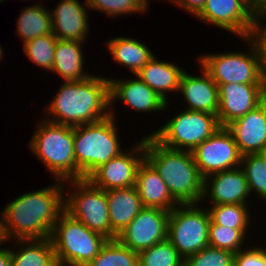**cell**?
I'll return each mask as SVG.
<instances>
[{"instance_id": "cell-1", "label": "cell", "mask_w": 266, "mask_h": 266, "mask_svg": "<svg viewBox=\"0 0 266 266\" xmlns=\"http://www.w3.org/2000/svg\"><path fill=\"white\" fill-rule=\"evenodd\" d=\"M26 192L7 204L2 211L7 242L50 238L54 224L65 212L64 181Z\"/></svg>"}, {"instance_id": "cell-2", "label": "cell", "mask_w": 266, "mask_h": 266, "mask_svg": "<svg viewBox=\"0 0 266 266\" xmlns=\"http://www.w3.org/2000/svg\"><path fill=\"white\" fill-rule=\"evenodd\" d=\"M60 86L45 107L48 112L46 120L77 127L110 116L109 77L92 74L81 81H62Z\"/></svg>"}, {"instance_id": "cell-3", "label": "cell", "mask_w": 266, "mask_h": 266, "mask_svg": "<svg viewBox=\"0 0 266 266\" xmlns=\"http://www.w3.org/2000/svg\"><path fill=\"white\" fill-rule=\"evenodd\" d=\"M145 159L155 168L179 204H200L204 178L191 151L165 147L149 134L145 136Z\"/></svg>"}, {"instance_id": "cell-4", "label": "cell", "mask_w": 266, "mask_h": 266, "mask_svg": "<svg viewBox=\"0 0 266 266\" xmlns=\"http://www.w3.org/2000/svg\"><path fill=\"white\" fill-rule=\"evenodd\" d=\"M29 142L30 150L55 180L79 179L74 154V127L41 119Z\"/></svg>"}, {"instance_id": "cell-5", "label": "cell", "mask_w": 266, "mask_h": 266, "mask_svg": "<svg viewBox=\"0 0 266 266\" xmlns=\"http://www.w3.org/2000/svg\"><path fill=\"white\" fill-rule=\"evenodd\" d=\"M113 108L110 116L74 127V154L79 179H87L97 168L120 155V138Z\"/></svg>"}, {"instance_id": "cell-6", "label": "cell", "mask_w": 266, "mask_h": 266, "mask_svg": "<svg viewBox=\"0 0 266 266\" xmlns=\"http://www.w3.org/2000/svg\"><path fill=\"white\" fill-rule=\"evenodd\" d=\"M50 240L60 266L88 265L108 241L67 212L54 224Z\"/></svg>"}, {"instance_id": "cell-7", "label": "cell", "mask_w": 266, "mask_h": 266, "mask_svg": "<svg viewBox=\"0 0 266 266\" xmlns=\"http://www.w3.org/2000/svg\"><path fill=\"white\" fill-rule=\"evenodd\" d=\"M249 48L245 52L208 53L200 55L201 65L219 86L227 83L266 84L259 52L255 43L243 38Z\"/></svg>"}, {"instance_id": "cell-8", "label": "cell", "mask_w": 266, "mask_h": 266, "mask_svg": "<svg viewBox=\"0 0 266 266\" xmlns=\"http://www.w3.org/2000/svg\"><path fill=\"white\" fill-rule=\"evenodd\" d=\"M64 184L73 187V191L65 195V212L108 240L117 239L118 235L110 226L106 191L95 187L88 179L68 180Z\"/></svg>"}, {"instance_id": "cell-9", "label": "cell", "mask_w": 266, "mask_h": 266, "mask_svg": "<svg viewBox=\"0 0 266 266\" xmlns=\"http://www.w3.org/2000/svg\"><path fill=\"white\" fill-rule=\"evenodd\" d=\"M181 111L151 133L165 147L192 151L221 128L215 114L185 109Z\"/></svg>"}, {"instance_id": "cell-10", "label": "cell", "mask_w": 266, "mask_h": 266, "mask_svg": "<svg viewBox=\"0 0 266 266\" xmlns=\"http://www.w3.org/2000/svg\"><path fill=\"white\" fill-rule=\"evenodd\" d=\"M209 212L196 204H178L169 213L167 239L186 259L209 246Z\"/></svg>"}, {"instance_id": "cell-11", "label": "cell", "mask_w": 266, "mask_h": 266, "mask_svg": "<svg viewBox=\"0 0 266 266\" xmlns=\"http://www.w3.org/2000/svg\"><path fill=\"white\" fill-rule=\"evenodd\" d=\"M191 153L204 179L214 173L231 170L241 165L242 155L232 133L226 127L218 129Z\"/></svg>"}, {"instance_id": "cell-12", "label": "cell", "mask_w": 266, "mask_h": 266, "mask_svg": "<svg viewBox=\"0 0 266 266\" xmlns=\"http://www.w3.org/2000/svg\"><path fill=\"white\" fill-rule=\"evenodd\" d=\"M133 147L101 165L87 179L105 191L135 186L138 167L145 159V136Z\"/></svg>"}, {"instance_id": "cell-13", "label": "cell", "mask_w": 266, "mask_h": 266, "mask_svg": "<svg viewBox=\"0 0 266 266\" xmlns=\"http://www.w3.org/2000/svg\"><path fill=\"white\" fill-rule=\"evenodd\" d=\"M169 213L161 208L144 207L117 239L136 253L150 248L167 239Z\"/></svg>"}, {"instance_id": "cell-14", "label": "cell", "mask_w": 266, "mask_h": 266, "mask_svg": "<svg viewBox=\"0 0 266 266\" xmlns=\"http://www.w3.org/2000/svg\"><path fill=\"white\" fill-rule=\"evenodd\" d=\"M195 17L240 39L250 37L255 21V16L238 0H206Z\"/></svg>"}, {"instance_id": "cell-15", "label": "cell", "mask_w": 266, "mask_h": 266, "mask_svg": "<svg viewBox=\"0 0 266 266\" xmlns=\"http://www.w3.org/2000/svg\"><path fill=\"white\" fill-rule=\"evenodd\" d=\"M265 87L266 84L227 83L219 85L217 117L220 126L226 127L260 105Z\"/></svg>"}, {"instance_id": "cell-16", "label": "cell", "mask_w": 266, "mask_h": 266, "mask_svg": "<svg viewBox=\"0 0 266 266\" xmlns=\"http://www.w3.org/2000/svg\"><path fill=\"white\" fill-rule=\"evenodd\" d=\"M249 194L245 173L241 167H237L206 177L201 202L208 197L211 205L247 204V199L252 196Z\"/></svg>"}, {"instance_id": "cell-17", "label": "cell", "mask_w": 266, "mask_h": 266, "mask_svg": "<svg viewBox=\"0 0 266 266\" xmlns=\"http://www.w3.org/2000/svg\"><path fill=\"white\" fill-rule=\"evenodd\" d=\"M61 0L55 9L49 10L52 21V33L60 40L84 42L89 37V21L86 0Z\"/></svg>"}, {"instance_id": "cell-18", "label": "cell", "mask_w": 266, "mask_h": 266, "mask_svg": "<svg viewBox=\"0 0 266 266\" xmlns=\"http://www.w3.org/2000/svg\"><path fill=\"white\" fill-rule=\"evenodd\" d=\"M129 80L111 79L110 82V107L114 101H120L138 112H152L165 110L168 103L154 90L147 86L138 76Z\"/></svg>"}, {"instance_id": "cell-19", "label": "cell", "mask_w": 266, "mask_h": 266, "mask_svg": "<svg viewBox=\"0 0 266 266\" xmlns=\"http://www.w3.org/2000/svg\"><path fill=\"white\" fill-rule=\"evenodd\" d=\"M200 76L188 74L185 69L180 78L179 92L188 105L185 110L217 115L219 109V86L200 65Z\"/></svg>"}, {"instance_id": "cell-20", "label": "cell", "mask_w": 266, "mask_h": 266, "mask_svg": "<svg viewBox=\"0 0 266 266\" xmlns=\"http://www.w3.org/2000/svg\"><path fill=\"white\" fill-rule=\"evenodd\" d=\"M226 128L232 133L242 156L260 153L266 145V106L262 102Z\"/></svg>"}, {"instance_id": "cell-21", "label": "cell", "mask_w": 266, "mask_h": 266, "mask_svg": "<svg viewBox=\"0 0 266 266\" xmlns=\"http://www.w3.org/2000/svg\"><path fill=\"white\" fill-rule=\"evenodd\" d=\"M135 187L144 207L161 208L170 212L179 204L161 176L146 159L138 167Z\"/></svg>"}, {"instance_id": "cell-22", "label": "cell", "mask_w": 266, "mask_h": 266, "mask_svg": "<svg viewBox=\"0 0 266 266\" xmlns=\"http://www.w3.org/2000/svg\"><path fill=\"white\" fill-rule=\"evenodd\" d=\"M111 229L119 235L144 208L135 186L106 191Z\"/></svg>"}, {"instance_id": "cell-23", "label": "cell", "mask_w": 266, "mask_h": 266, "mask_svg": "<svg viewBox=\"0 0 266 266\" xmlns=\"http://www.w3.org/2000/svg\"><path fill=\"white\" fill-rule=\"evenodd\" d=\"M183 71L175 63L160 61L154 55L136 76L168 103V92H179Z\"/></svg>"}, {"instance_id": "cell-24", "label": "cell", "mask_w": 266, "mask_h": 266, "mask_svg": "<svg viewBox=\"0 0 266 266\" xmlns=\"http://www.w3.org/2000/svg\"><path fill=\"white\" fill-rule=\"evenodd\" d=\"M83 42L57 39L52 72L63 78V82L81 81L89 77L84 71Z\"/></svg>"}, {"instance_id": "cell-25", "label": "cell", "mask_w": 266, "mask_h": 266, "mask_svg": "<svg viewBox=\"0 0 266 266\" xmlns=\"http://www.w3.org/2000/svg\"><path fill=\"white\" fill-rule=\"evenodd\" d=\"M105 44L113 61L127 66L132 75H136L155 55L147 45L132 37H113Z\"/></svg>"}, {"instance_id": "cell-26", "label": "cell", "mask_w": 266, "mask_h": 266, "mask_svg": "<svg viewBox=\"0 0 266 266\" xmlns=\"http://www.w3.org/2000/svg\"><path fill=\"white\" fill-rule=\"evenodd\" d=\"M18 250L11 248V266H57L50 238L13 240Z\"/></svg>"}, {"instance_id": "cell-27", "label": "cell", "mask_w": 266, "mask_h": 266, "mask_svg": "<svg viewBox=\"0 0 266 266\" xmlns=\"http://www.w3.org/2000/svg\"><path fill=\"white\" fill-rule=\"evenodd\" d=\"M39 3H33V5L22 8L20 16L17 18L16 34L23 41V44L36 37L52 33L49 8H45L44 4Z\"/></svg>"}, {"instance_id": "cell-28", "label": "cell", "mask_w": 266, "mask_h": 266, "mask_svg": "<svg viewBox=\"0 0 266 266\" xmlns=\"http://www.w3.org/2000/svg\"><path fill=\"white\" fill-rule=\"evenodd\" d=\"M247 204L211 205L207 210L211 222L233 229H249L251 213ZM248 208V209H247Z\"/></svg>"}, {"instance_id": "cell-29", "label": "cell", "mask_w": 266, "mask_h": 266, "mask_svg": "<svg viewBox=\"0 0 266 266\" xmlns=\"http://www.w3.org/2000/svg\"><path fill=\"white\" fill-rule=\"evenodd\" d=\"M87 266H138V253L118 239L108 240Z\"/></svg>"}, {"instance_id": "cell-30", "label": "cell", "mask_w": 266, "mask_h": 266, "mask_svg": "<svg viewBox=\"0 0 266 266\" xmlns=\"http://www.w3.org/2000/svg\"><path fill=\"white\" fill-rule=\"evenodd\" d=\"M185 259L165 239L138 253V266H184Z\"/></svg>"}, {"instance_id": "cell-31", "label": "cell", "mask_w": 266, "mask_h": 266, "mask_svg": "<svg viewBox=\"0 0 266 266\" xmlns=\"http://www.w3.org/2000/svg\"><path fill=\"white\" fill-rule=\"evenodd\" d=\"M57 39L53 33L36 37L23 44L24 53L33 64L51 72Z\"/></svg>"}, {"instance_id": "cell-32", "label": "cell", "mask_w": 266, "mask_h": 266, "mask_svg": "<svg viewBox=\"0 0 266 266\" xmlns=\"http://www.w3.org/2000/svg\"><path fill=\"white\" fill-rule=\"evenodd\" d=\"M240 167L243 169L250 193L255 192L263 201L266 200V162L259 154H247L241 158Z\"/></svg>"}, {"instance_id": "cell-33", "label": "cell", "mask_w": 266, "mask_h": 266, "mask_svg": "<svg viewBox=\"0 0 266 266\" xmlns=\"http://www.w3.org/2000/svg\"><path fill=\"white\" fill-rule=\"evenodd\" d=\"M249 229H233L216 223L209 225V246L238 253L244 249Z\"/></svg>"}, {"instance_id": "cell-34", "label": "cell", "mask_w": 266, "mask_h": 266, "mask_svg": "<svg viewBox=\"0 0 266 266\" xmlns=\"http://www.w3.org/2000/svg\"><path fill=\"white\" fill-rule=\"evenodd\" d=\"M86 3L90 10L104 12L109 18L146 13L149 7L144 0H86Z\"/></svg>"}, {"instance_id": "cell-35", "label": "cell", "mask_w": 266, "mask_h": 266, "mask_svg": "<svg viewBox=\"0 0 266 266\" xmlns=\"http://www.w3.org/2000/svg\"><path fill=\"white\" fill-rule=\"evenodd\" d=\"M234 255L231 251L207 246L187 257L184 266H228Z\"/></svg>"}, {"instance_id": "cell-36", "label": "cell", "mask_w": 266, "mask_h": 266, "mask_svg": "<svg viewBox=\"0 0 266 266\" xmlns=\"http://www.w3.org/2000/svg\"><path fill=\"white\" fill-rule=\"evenodd\" d=\"M247 247L234 255L235 266H266V247Z\"/></svg>"}, {"instance_id": "cell-37", "label": "cell", "mask_w": 266, "mask_h": 266, "mask_svg": "<svg viewBox=\"0 0 266 266\" xmlns=\"http://www.w3.org/2000/svg\"><path fill=\"white\" fill-rule=\"evenodd\" d=\"M264 19H266V15L255 17L249 38L255 43L257 47L263 73L266 77V25H262V20L265 21Z\"/></svg>"}, {"instance_id": "cell-38", "label": "cell", "mask_w": 266, "mask_h": 266, "mask_svg": "<svg viewBox=\"0 0 266 266\" xmlns=\"http://www.w3.org/2000/svg\"><path fill=\"white\" fill-rule=\"evenodd\" d=\"M175 6L188 12L191 16H196L203 8L206 0H168Z\"/></svg>"}, {"instance_id": "cell-39", "label": "cell", "mask_w": 266, "mask_h": 266, "mask_svg": "<svg viewBox=\"0 0 266 266\" xmlns=\"http://www.w3.org/2000/svg\"><path fill=\"white\" fill-rule=\"evenodd\" d=\"M0 266H11V252L9 247H0Z\"/></svg>"}, {"instance_id": "cell-40", "label": "cell", "mask_w": 266, "mask_h": 266, "mask_svg": "<svg viewBox=\"0 0 266 266\" xmlns=\"http://www.w3.org/2000/svg\"><path fill=\"white\" fill-rule=\"evenodd\" d=\"M241 2L255 17H258L257 0H238Z\"/></svg>"}, {"instance_id": "cell-41", "label": "cell", "mask_w": 266, "mask_h": 266, "mask_svg": "<svg viewBox=\"0 0 266 266\" xmlns=\"http://www.w3.org/2000/svg\"><path fill=\"white\" fill-rule=\"evenodd\" d=\"M258 3V16L266 15V0H257Z\"/></svg>"}, {"instance_id": "cell-42", "label": "cell", "mask_w": 266, "mask_h": 266, "mask_svg": "<svg viewBox=\"0 0 266 266\" xmlns=\"http://www.w3.org/2000/svg\"><path fill=\"white\" fill-rule=\"evenodd\" d=\"M259 154L265 159L266 162V145L262 148Z\"/></svg>"}, {"instance_id": "cell-43", "label": "cell", "mask_w": 266, "mask_h": 266, "mask_svg": "<svg viewBox=\"0 0 266 266\" xmlns=\"http://www.w3.org/2000/svg\"><path fill=\"white\" fill-rule=\"evenodd\" d=\"M262 102L264 103V105L266 106V87L263 93V98H262Z\"/></svg>"}, {"instance_id": "cell-44", "label": "cell", "mask_w": 266, "mask_h": 266, "mask_svg": "<svg viewBox=\"0 0 266 266\" xmlns=\"http://www.w3.org/2000/svg\"><path fill=\"white\" fill-rule=\"evenodd\" d=\"M3 47H1V44H0V59L2 60V56H4L2 53H3V49H2Z\"/></svg>"}, {"instance_id": "cell-45", "label": "cell", "mask_w": 266, "mask_h": 266, "mask_svg": "<svg viewBox=\"0 0 266 266\" xmlns=\"http://www.w3.org/2000/svg\"><path fill=\"white\" fill-rule=\"evenodd\" d=\"M228 266H235L234 262L232 261Z\"/></svg>"}, {"instance_id": "cell-46", "label": "cell", "mask_w": 266, "mask_h": 266, "mask_svg": "<svg viewBox=\"0 0 266 266\" xmlns=\"http://www.w3.org/2000/svg\"><path fill=\"white\" fill-rule=\"evenodd\" d=\"M70 266H87V265H70Z\"/></svg>"}]
</instances>
